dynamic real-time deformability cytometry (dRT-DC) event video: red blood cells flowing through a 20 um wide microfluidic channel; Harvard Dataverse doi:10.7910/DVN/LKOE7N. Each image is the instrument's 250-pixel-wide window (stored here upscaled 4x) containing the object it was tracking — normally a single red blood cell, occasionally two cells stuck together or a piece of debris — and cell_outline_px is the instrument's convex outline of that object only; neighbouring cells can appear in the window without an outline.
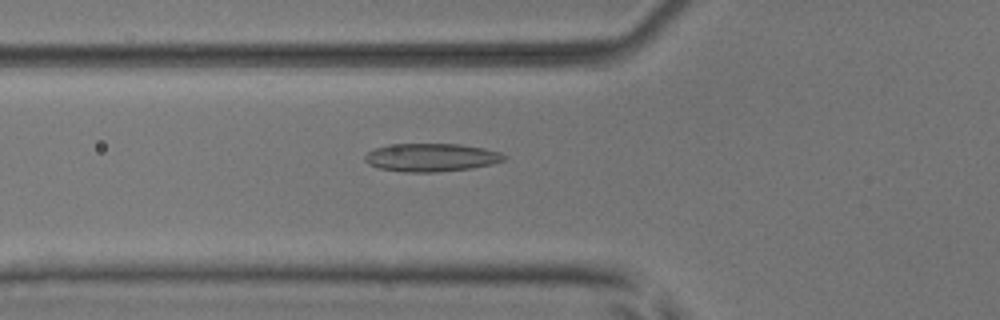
{"species": "common noctule bat (a hibernating species)", "species_latin": "Nyctalus noctula", "temperature_condition": "room temperature", "stored_images_in_passage": 52, "camera_frame_rate_fps": 3000, "um_per_image_px": 0.085, "animal": {"sex": "male", "body_mass_g": 17.9, "forearm_length_mm": 54.2}, "frame": {"image": 1, "passage_image": 19, "time_ms": 6.0, "image_size_px": [1000, 320], "cell_outline_px": [[508, 156], [504, 160], [492, 164], [472, 168], [436, 172], [404, 172], [380, 168], [368, 164], [364, 160], [364, 156], [368, 152], [376, 148], [388, 144], [460, 144], [484, 148], [500, 152]], "centroid_in_image_um": [36.66, 13.38], "position_along_channel_um": 89.1, "area_um2": 22.89}}
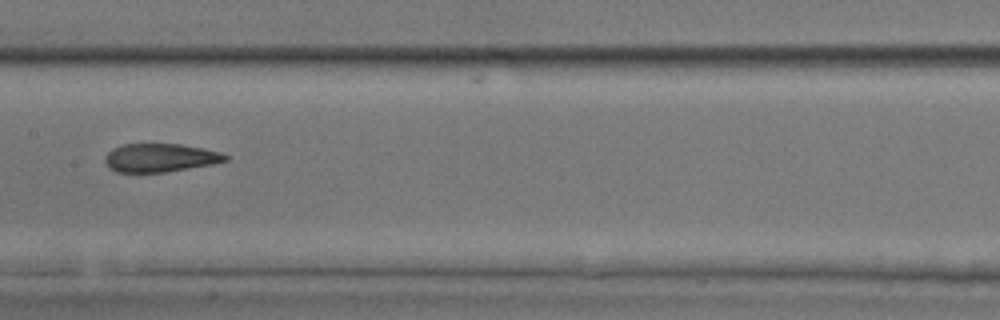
{"frame": {"image": 2, "passage_image": 27, "time_ms": 8.667, "image_size_px": [1000, 320], "cell_outline_px": [[228, 160], [216, 164], [164, 172], [116, 172], [108, 168], [104, 160], [104, 156], [112, 148], [120, 144], [180, 144], [204, 148], [220, 152], [228, 156]], "centroid_in_image_um": [13.6, 13.41], "position_along_channel_um": 193.8, "area_um2": 20.17}}
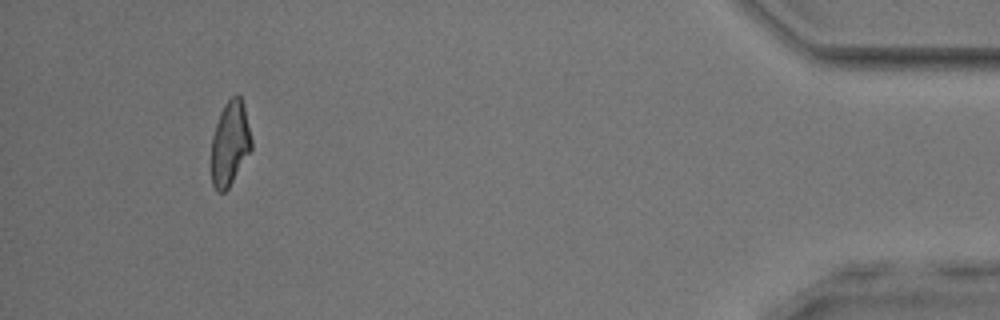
{"frame": {"image": 3, "passage_image": 49, "time_ms": 16.0, "image_size_px": [1000, 320], "cell_outline_px": [[252, 148], [228, 188], [224, 192], [216, 192], [212, 184], [212, 136], [220, 112], [224, 104], [236, 92], [240, 96], [244, 104], [252, 140]], "centroid_in_image_um": [19.55, 12.16], "position_along_channel_um": 415.6, "area_um2": 19.71}, "authors_computed_cell_mechanics": {"area_um2": 21.2993, "velocity_mm_per_s": 3.9187, "shape_relaxation_time_tau1_ms": 10.7863, "shape_relaxation_time_tau2_ms": 2.6274, "deformation_change_tau1": 0.3155, "deformation_change_tau2": 0.1176}}